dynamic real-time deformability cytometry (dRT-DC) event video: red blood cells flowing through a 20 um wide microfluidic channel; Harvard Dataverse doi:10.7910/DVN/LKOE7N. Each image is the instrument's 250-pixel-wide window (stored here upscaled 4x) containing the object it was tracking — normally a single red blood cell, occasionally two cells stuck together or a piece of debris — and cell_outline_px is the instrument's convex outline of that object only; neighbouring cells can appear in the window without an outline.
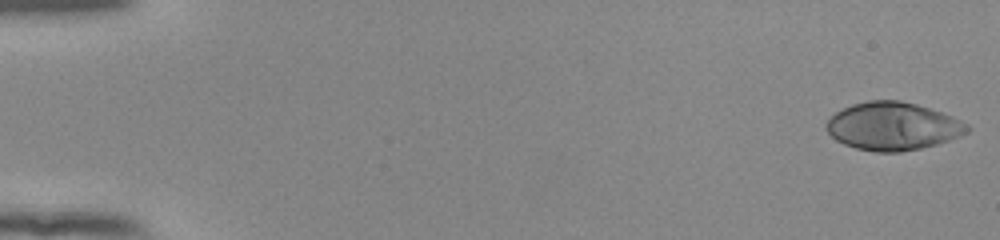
{"species": "human", "species_latin": "Homo sapiens", "temperature_condition": "room temperature", "stored_images_in_passage": 53, "camera_frame_rate_fps": 3000, "um_per_image_px": 0.085, "donor": {"sex": "female"}, "frame": {"image": 1, "passage_image": 1, "time_ms": 0.0, "image_size_px": [1000, 240], "cell_outline_px": [[972, 128], [968, 132], [960, 136], [936, 144], [920, 148], [900, 152], [876, 152], [856, 148], [844, 144], [836, 140], [828, 132], [824, 124], [836, 112], [852, 104], [868, 100], [900, 100], [916, 104], [952, 116], [968, 124]], "centroid_in_image_um": [75.89, 10.73], "position_along_channel_um": 9.1, "area_um2": 39.25}}
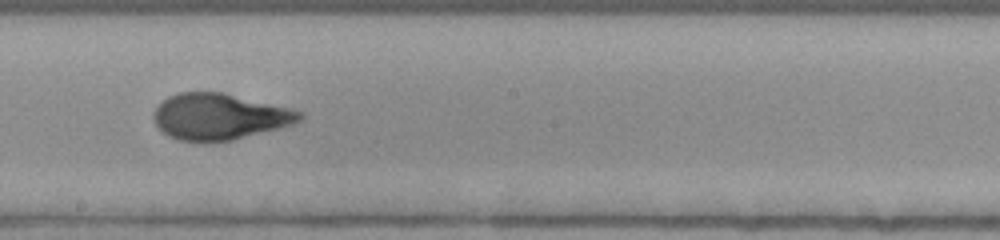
{"frame": {"image": 2, "passage_image": 31, "time_ms": 10.0, "image_size_px": [1000, 240], "cell_outline_px": [[304, 116], [300, 120], [292, 124], [232, 140], [204, 144], [180, 140], [168, 136], [156, 124], [152, 116], [152, 112], [168, 96], [180, 92], [220, 92], [292, 108], [304, 112]], "centroid_in_image_um": [18.63, 9.93], "position_along_channel_um": 229.6, "area_um2": 39.42}}
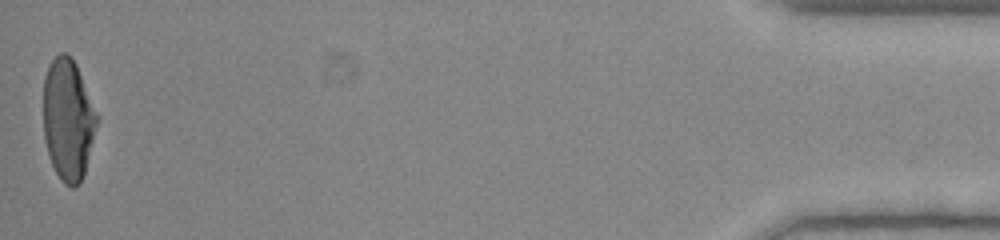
{"frame": {"image": 3, "passage_image": 53, "time_ms": 17.333, "image_size_px": [1000, 240], "cell_outline_px": [[100, 120], [84, 172], [80, 184], [76, 188], [72, 188], [64, 184], [60, 180], [52, 164], [48, 152], [44, 136], [44, 76], [52, 60], [60, 52], [64, 52], [76, 64], [100, 116]], "centroid_in_image_um": [5.82, 10.18], "position_along_channel_um": 429.4, "area_um2": 38.21}, "authors_computed_cell_mechanics": {"area_um2": 38.726, "velocity_mm_per_s": 3.9074, "shape_relaxation_time_tau1_ms": 6.7094, "shape_relaxation_time_tau2_ms": null, "deformation_change_tau1": 0.2714, "deformation_change_tau2": null}}